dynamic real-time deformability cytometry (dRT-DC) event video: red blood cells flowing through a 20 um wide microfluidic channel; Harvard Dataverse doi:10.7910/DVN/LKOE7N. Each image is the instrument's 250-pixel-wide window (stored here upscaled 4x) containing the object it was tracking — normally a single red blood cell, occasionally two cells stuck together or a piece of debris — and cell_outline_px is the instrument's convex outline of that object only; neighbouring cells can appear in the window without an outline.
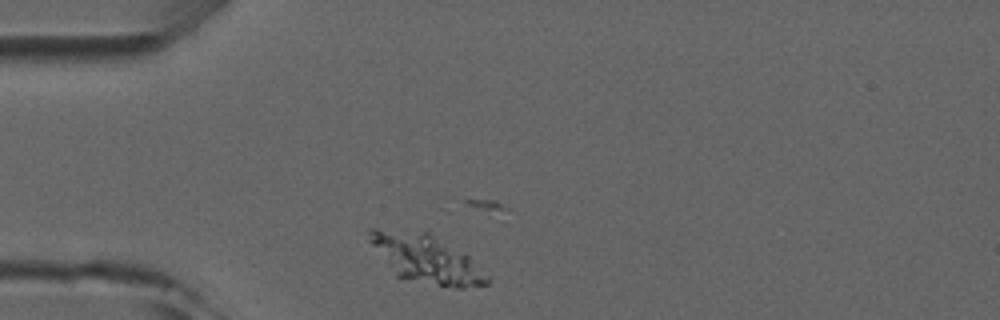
{"species": "common noctule bat (a hibernating species)", "species_latin": "Nyctalus noctula", "temperature_condition": "room temperature", "stored_images_in_passage": 3, "camera_frame_rate_fps": 3000, "um_per_image_px": 0.085, "animal": {"sex": "male", "forearm_length_mm": 52.5}, "frame": {"image": 1, "passage_image": 1, "time_ms": 0.0, "image_size_px": [1000, 320], "cell_outline_px": [[488, 284], [464, 288], [456, 288], [396, 276], [368, 240], [368, 232], [372, 228], [376, 228], [428, 232], [468, 256], [488, 276]], "centroid_in_image_um": [36.2, 21.98], "position_along_channel_um": 48.8, "area_um2": 32.08}}